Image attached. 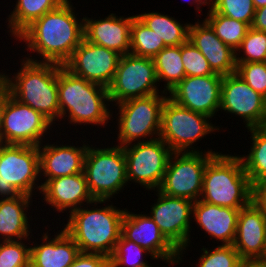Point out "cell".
<instances>
[{
  "label": "cell",
  "mask_w": 266,
  "mask_h": 267,
  "mask_svg": "<svg viewBox=\"0 0 266 267\" xmlns=\"http://www.w3.org/2000/svg\"><path fill=\"white\" fill-rule=\"evenodd\" d=\"M74 9L71 1L66 0L56 9L33 21L15 38L24 41L28 51L36 52L42 57L38 60L25 55V59L61 66L69 60L84 39V18L77 20Z\"/></svg>",
  "instance_id": "6da1fadb"
},
{
  "label": "cell",
  "mask_w": 266,
  "mask_h": 267,
  "mask_svg": "<svg viewBox=\"0 0 266 267\" xmlns=\"http://www.w3.org/2000/svg\"><path fill=\"white\" fill-rule=\"evenodd\" d=\"M58 96L60 119L68 117L72 125L104 127L111 120L108 88L76 76L61 65H58Z\"/></svg>",
  "instance_id": "7a4b0ae2"
},
{
  "label": "cell",
  "mask_w": 266,
  "mask_h": 267,
  "mask_svg": "<svg viewBox=\"0 0 266 267\" xmlns=\"http://www.w3.org/2000/svg\"><path fill=\"white\" fill-rule=\"evenodd\" d=\"M20 66L12 77L6 72H0L10 94L41 113L54 125L60 119L58 64L21 59Z\"/></svg>",
  "instance_id": "3957f363"
},
{
  "label": "cell",
  "mask_w": 266,
  "mask_h": 267,
  "mask_svg": "<svg viewBox=\"0 0 266 267\" xmlns=\"http://www.w3.org/2000/svg\"><path fill=\"white\" fill-rule=\"evenodd\" d=\"M92 208L85 206L72 211L63 229L78 245L80 252L110 257L121 236L125 208L120 210L112 204Z\"/></svg>",
  "instance_id": "277c9868"
},
{
  "label": "cell",
  "mask_w": 266,
  "mask_h": 267,
  "mask_svg": "<svg viewBox=\"0 0 266 267\" xmlns=\"http://www.w3.org/2000/svg\"><path fill=\"white\" fill-rule=\"evenodd\" d=\"M200 200L239 210L252 202V184L240 156L218 153L209 160Z\"/></svg>",
  "instance_id": "5b68a950"
},
{
  "label": "cell",
  "mask_w": 266,
  "mask_h": 267,
  "mask_svg": "<svg viewBox=\"0 0 266 267\" xmlns=\"http://www.w3.org/2000/svg\"><path fill=\"white\" fill-rule=\"evenodd\" d=\"M41 176L38 146L0 143L2 199L14 198L20 194L32 196L35 189L40 192L42 184L37 182Z\"/></svg>",
  "instance_id": "8992f818"
},
{
  "label": "cell",
  "mask_w": 266,
  "mask_h": 267,
  "mask_svg": "<svg viewBox=\"0 0 266 267\" xmlns=\"http://www.w3.org/2000/svg\"><path fill=\"white\" fill-rule=\"evenodd\" d=\"M84 174L94 200H108L126 186L127 167L122 146L97 148L88 144Z\"/></svg>",
  "instance_id": "52a82bcc"
},
{
  "label": "cell",
  "mask_w": 266,
  "mask_h": 267,
  "mask_svg": "<svg viewBox=\"0 0 266 267\" xmlns=\"http://www.w3.org/2000/svg\"><path fill=\"white\" fill-rule=\"evenodd\" d=\"M168 97V94H153L114 104L119 109L116 120L119 129L118 145L124 147L136 141L147 142L159 138L162 108Z\"/></svg>",
  "instance_id": "ba28073f"
},
{
  "label": "cell",
  "mask_w": 266,
  "mask_h": 267,
  "mask_svg": "<svg viewBox=\"0 0 266 267\" xmlns=\"http://www.w3.org/2000/svg\"><path fill=\"white\" fill-rule=\"evenodd\" d=\"M211 118L176 104L169 97L162 108L159 138L173 152H200L192 145L208 134L219 130Z\"/></svg>",
  "instance_id": "9c48e42d"
},
{
  "label": "cell",
  "mask_w": 266,
  "mask_h": 267,
  "mask_svg": "<svg viewBox=\"0 0 266 267\" xmlns=\"http://www.w3.org/2000/svg\"><path fill=\"white\" fill-rule=\"evenodd\" d=\"M203 152H173L158 190L171 197L199 200L206 165L219 153L212 149Z\"/></svg>",
  "instance_id": "30bf717a"
},
{
  "label": "cell",
  "mask_w": 266,
  "mask_h": 267,
  "mask_svg": "<svg viewBox=\"0 0 266 267\" xmlns=\"http://www.w3.org/2000/svg\"><path fill=\"white\" fill-rule=\"evenodd\" d=\"M152 58L140 57L131 53L121 55L115 77L108 87L109 100L119 104L133 98L161 93Z\"/></svg>",
  "instance_id": "8fae6325"
},
{
  "label": "cell",
  "mask_w": 266,
  "mask_h": 267,
  "mask_svg": "<svg viewBox=\"0 0 266 267\" xmlns=\"http://www.w3.org/2000/svg\"><path fill=\"white\" fill-rule=\"evenodd\" d=\"M123 150L128 183L132 181L146 190H158L173 151L161 138L129 144Z\"/></svg>",
  "instance_id": "7c38bea8"
},
{
  "label": "cell",
  "mask_w": 266,
  "mask_h": 267,
  "mask_svg": "<svg viewBox=\"0 0 266 267\" xmlns=\"http://www.w3.org/2000/svg\"><path fill=\"white\" fill-rule=\"evenodd\" d=\"M51 126L41 113L9 93L2 111L0 143L39 146Z\"/></svg>",
  "instance_id": "4fadbf2b"
},
{
  "label": "cell",
  "mask_w": 266,
  "mask_h": 267,
  "mask_svg": "<svg viewBox=\"0 0 266 267\" xmlns=\"http://www.w3.org/2000/svg\"><path fill=\"white\" fill-rule=\"evenodd\" d=\"M158 196L157 202L151 205L148 214L158 225L161 233L180 252L185 254V248L190 244L191 217H193L192 200L171 197L159 190H154Z\"/></svg>",
  "instance_id": "5bb4252c"
},
{
  "label": "cell",
  "mask_w": 266,
  "mask_h": 267,
  "mask_svg": "<svg viewBox=\"0 0 266 267\" xmlns=\"http://www.w3.org/2000/svg\"><path fill=\"white\" fill-rule=\"evenodd\" d=\"M242 117L247 129L266 124V98L236 73L223 76L220 110Z\"/></svg>",
  "instance_id": "9a60e30c"
},
{
  "label": "cell",
  "mask_w": 266,
  "mask_h": 267,
  "mask_svg": "<svg viewBox=\"0 0 266 267\" xmlns=\"http://www.w3.org/2000/svg\"><path fill=\"white\" fill-rule=\"evenodd\" d=\"M120 57L118 52L84 38L63 66L76 76L108 88L115 77Z\"/></svg>",
  "instance_id": "2e32d148"
},
{
  "label": "cell",
  "mask_w": 266,
  "mask_h": 267,
  "mask_svg": "<svg viewBox=\"0 0 266 267\" xmlns=\"http://www.w3.org/2000/svg\"><path fill=\"white\" fill-rule=\"evenodd\" d=\"M222 75L186 76L168 96L176 104L210 118L220 111Z\"/></svg>",
  "instance_id": "e0dca14e"
},
{
  "label": "cell",
  "mask_w": 266,
  "mask_h": 267,
  "mask_svg": "<svg viewBox=\"0 0 266 267\" xmlns=\"http://www.w3.org/2000/svg\"><path fill=\"white\" fill-rule=\"evenodd\" d=\"M121 235L145 248L155 259H162L166 264L182 262L180 252L166 239L148 214H134L125 208Z\"/></svg>",
  "instance_id": "ac0fdd59"
},
{
  "label": "cell",
  "mask_w": 266,
  "mask_h": 267,
  "mask_svg": "<svg viewBox=\"0 0 266 267\" xmlns=\"http://www.w3.org/2000/svg\"><path fill=\"white\" fill-rule=\"evenodd\" d=\"M41 184L40 193L44 196L43 200L58 212L67 213L69 210L68 213H71L83 207L85 202L89 207L90 204L97 206L99 203L108 202V200H94L89 192L84 172L49 179Z\"/></svg>",
  "instance_id": "d6986e66"
},
{
  "label": "cell",
  "mask_w": 266,
  "mask_h": 267,
  "mask_svg": "<svg viewBox=\"0 0 266 267\" xmlns=\"http://www.w3.org/2000/svg\"><path fill=\"white\" fill-rule=\"evenodd\" d=\"M243 261H261L266 254V214L253 202L240 209L232 244Z\"/></svg>",
  "instance_id": "ffe728a7"
},
{
  "label": "cell",
  "mask_w": 266,
  "mask_h": 267,
  "mask_svg": "<svg viewBox=\"0 0 266 267\" xmlns=\"http://www.w3.org/2000/svg\"><path fill=\"white\" fill-rule=\"evenodd\" d=\"M189 26L188 40L199 49L216 74L226 76L236 73V51L221 41L211 26L199 19Z\"/></svg>",
  "instance_id": "44dd1931"
},
{
  "label": "cell",
  "mask_w": 266,
  "mask_h": 267,
  "mask_svg": "<svg viewBox=\"0 0 266 267\" xmlns=\"http://www.w3.org/2000/svg\"><path fill=\"white\" fill-rule=\"evenodd\" d=\"M109 14L104 19L84 18V38L93 44L106 47L120 55L130 53V34L132 19Z\"/></svg>",
  "instance_id": "7402d4cb"
},
{
  "label": "cell",
  "mask_w": 266,
  "mask_h": 267,
  "mask_svg": "<svg viewBox=\"0 0 266 267\" xmlns=\"http://www.w3.org/2000/svg\"><path fill=\"white\" fill-rule=\"evenodd\" d=\"M38 146L40 156V174L44 176V183L60 176H69L84 172V161L88 144L73 146L63 144H49ZM60 145V146H59Z\"/></svg>",
  "instance_id": "603a6c76"
},
{
  "label": "cell",
  "mask_w": 266,
  "mask_h": 267,
  "mask_svg": "<svg viewBox=\"0 0 266 267\" xmlns=\"http://www.w3.org/2000/svg\"><path fill=\"white\" fill-rule=\"evenodd\" d=\"M239 212V209L222 207L199 199L194 202L192 218L211 239L222 242L221 245H232Z\"/></svg>",
  "instance_id": "cb8c5ba5"
},
{
  "label": "cell",
  "mask_w": 266,
  "mask_h": 267,
  "mask_svg": "<svg viewBox=\"0 0 266 267\" xmlns=\"http://www.w3.org/2000/svg\"><path fill=\"white\" fill-rule=\"evenodd\" d=\"M53 236L51 239L47 231L41 244H30V267H69L75 261L80 254L75 241L64 229Z\"/></svg>",
  "instance_id": "d4e9b609"
},
{
  "label": "cell",
  "mask_w": 266,
  "mask_h": 267,
  "mask_svg": "<svg viewBox=\"0 0 266 267\" xmlns=\"http://www.w3.org/2000/svg\"><path fill=\"white\" fill-rule=\"evenodd\" d=\"M33 196L20 194L14 198H0L1 241L30 239V224L27 217Z\"/></svg>",
  "instance_id": "484cf974"
},
{
  "label": "cell",
  "mask_w": 266,
  "mask_h": 267,
  "mask_svg": "<svg viewBox=\"0 0 266 267\" xmlns=\"http://www.w3.org/2000/svg\"><path fill=\"white\" fill-rule=\"evenodd\" d=\"M66 0H17L7 18L9 34L17 37L33 21L59 7Z\"/></svg>",
  "instance_id": "4316f807"
},
{
  "label": "cell",
  "mask_w": 266,
  "mask_h": 267,
  "mask_svg": "<svg viewBox=\"0 0 266 267\" xmlns=\"http://www.w3.org/2000/svg\"><path fill=\"white\" fill-rule=\"evenodd\" d=\"M136 16L149 29L156 32L166 47L182 45L188 40L190 23L181 24L172 16L154 11L136 14Z\"/></svg>",
  "instance_id": "83f0119b"
},
{
  "label": "cell",
  "mask_w": 266,
  "mask_h": 267,
  "mask_svg": "<svg viewBox=\"0 0 266 267\" xmlns=\"http://www.w3.org/2000/svg\"><path fill=\"white\" fill-rule=\"evenodd\" d=\"M152 59L158 82L165 81L163 91L168 94L185 78L181 45L164 47Z\"/></svg>",
  "instance_id": "f1b7e54d"
},
{
  "label": "cell",
  "mask_w": 266,
  "mask_h": 267,
  "mask_svg": "<svg viewBox=\"0 0 266 267\" xmlns=\"http://www.w3.org/2000/svg\"><path fill=\"white\" fill-rule=\"evenodd\" d=\"M251 134L250 152L240 155L251 184L266 179V124L248 129Z\"/></svg>",
  "instance_id": "f546056e"
},
{
  "label": "cell",
  "mask_w": 266,
  "mask_h": 267,
  "mask_svg": "<svg viewBox=\"0 0 266 267\" xmlns=\"http://www.w3.org/2000/svg\"><path fill=\"white\" fill-rule=\"evenodd\" d=\"M204 20L211 26L216 36L234 51L241 46L250 28L247 23L226 17L215 10H208Z\"/></svg>",
  "instance_id": "4dcf8cb0"
},
{
  "label": "cell",
  "mask_w": 266,
  "mask_h": 267,
  "mask_svg": "<svg viewBox=\"0 0 266 267\" xmlns=\"http://www.w3.org/2000/svg\"><path fill=\"white\" fill-rule=\"evenodd\" d=\"M165 46L156 32L149 29L136 15L132 19L130 53L140 57L153 58Z\"/></svg>",
  "instance_id": "1f68e13d"
},
{
  "label": "cell",
  "mask_w": 266,
  "mask_h": 267,
  "mask_svg": "<svg viewBox=\"0 0 266 267\" xmlns=\"http://www.w3.org/2000/svg\"><path fill=\"white\" fill-rule=\"evenodd\" d=\"M143 255H149L151 256V259L158 260L155 259L145 248L141 247L137 243L125 239L121 235L116 243L112 255L109 257V264L110 267H127V264L128 267H145L148 265V261L142 257Z\"/></svg>",
  "instance_id": "d6a6232c"
},
{
  "label": "cell",
  "mask_w": 266,
  "mask_h": 267,
  "mask_svg": "<svg viewBox=\"0 0 266 267\" xmlns=\"http://www.w3.org/2000/svg\"><path fill=\"white\" fill-rule=\"evenodd\" d=\"M240 51L244 52L242 56ZM247 62H266V32L249 28L241 46L236 50V63Z\"/></svg>",
  "instance_id": "836d02e7"
},
{
  "label": "cell",
  "mask_w": 266,
  "mask_h": 267,
  "mask_svg": "<svg viewBox=\"0 0 266 267\" xmlns=\"http://www.w3.org/2000/svg\"><path fill=\"white\" fill-rule=\"evenodd\" d=\"M208 7L226 17L247 23L250 27L256 11L253 0H209Z\"/></svg>",
  "instance_id": "e575fe53"
},
{
  "label": "cell",
  "mask_w": 266,
  "mask_h": 267,
  "mask_svg": "<svg viewBox=\"0 0 266 267\" xmlns=\"http://www.w3.org/2000/svg\"><path fill=\"white\" fill-rule=\"evenodd\" d=\"M201 250L197 267H239L243 262L233 245H218L209 250L203 246Z\"/></svg>",
  "instance_id": "d590c367"
},
{
  "label": "cell",
  "mask_w": 266,
  "mask_h": 267,
  "mask_svg": "<svg viewBox=\"0 0 266 267\" xmlns=\"http://www.w3.org/2000/svg\"><path fill=\"white\" fill-rule=\"evenodd\" d=\"M23 242L0 241V267H30V246Z\"/></svg>",
  "instance_id": "8d00e7d4"
},
{
  "label": "cell",
  "mask_w": 266,
  "mask_h": 267,
  "mask_svg": "<svg viewBox=\"0 0 266 267\" xmlns=\"http://www.w3.org/2000/svg\"><path fill=\"white\" fill-rule=\"evenodd\" d=\"M181 57L185 69V77L219 75L212 71L206 58L189 40L181 45Z\"/></svg>",
  "instance_id": "74e56055"
},
{
  "label": "cell",
  "mask_w": 266,
  "mask_h": 267,
  "mask_svg": "<svg viewBox=\"0 0 266 267\" xmlns=\"http://www.w3.org/2000/svg\"><path fill=\"white\" fill-rule=\"evenodd\" d=\"M236 74L266 98V62L236 63Z\"/></svg>",
  "instance_id": "f35d334b"
},
{
  "label": "cell",
  "mask_w": 266,
  "mask_h": 267,
  "mask_svg": "<svg viewBox=\"0 0 266 267\" xmlns=\"http://www.w3.org/2000/svg\"><path fill=\"white\" fill-rule=\"evenodd\" d=\"M109 257L97 253H82L69 267H109Z\"/></svg>",
  "instance_id": "ab89813d"
},
{
  "label": "cell",
  "mask_w": 266,
  "mask_h": 267,
  "mask_svg": "<svg viewBox=\"0 0 266 267\" xmlns=\"http://www.w3.org/2000/svg\"><path fill=\"white\" fill-rule=\"evenodd\" d=\"M252 202L266 214V179L252 184Z\"/></svg>",
  "instance_id": "60d3db41"
},
{
  "label": "cell",
  "mask_w": 266,
  "mask_h": 267,
  "mask_svg": "<svg viewBox=\"0 0 266 267\" xmlns=\"http://www.w3.org/2000/svg\"><path fill=\"white\" fill-rule=\"evenodd\" d=\"M251 27L266 32V6L256 9Z\"/></svg>",
  "instance_id": "b9f144b4"
},
{
  "label": "cell",
  "mask_w": 266,
  "mask_h": 267,
  "mask_svg": "<svg viewBox=\"0 0 266 267\" xmlns=\"http://www.w3.org/2000/svg\"><path fill=\"white\" fill-rule=\"evenodd\" d=\"M10 91L7 83L0 75V127H1V119H2V111L5 105L6 99L9 95Z\"/></svg>",
  "instance_id": "7bdbcfd3"
},
{
  "label": "cell",
  "mask_w": 266,
  "mask_h": 267,
  "mask_svg": "<svg viewBox=\"0 0 266 267\" xmlns=\"http://www.w3.org/2000/svg\"><path fill=\"white\" fill-rule=\"evenodd\" d=\"M239 267H266L261 261H243Z\"/></svg>",
  "instance_id": "ee69618b"
},
{
  "label": "cell",
  "mask_w": 266,
  "mask_h": 267,
  "mask_svg": "<svg viewBox=\"0 0 266 267\" xmlns=\"http://www.w3.org/2000/svg\"><path fill=\"white\" fill-rule=\"evenodd\" d=\"M193 3L196 4V12L200 11L202 12V9H200V6L202 5H208L209 4V0H193Z\"/></svg>",
  "instance_id": "f6af8a7d"
},
{
  "label": "cell",
  "mask_w": 266,
  "mask_h": 267,
  "mask_svg": "<svg viewBox=\"0 0 266 267\" xmlns=\"http://www.w3.org/2000/svg\"><path fill=\"white\" fill-rule=\"evenodd\" d=\"M255 9L266 6V0H253Z\"/></svg>",
  "instance_id": "bcb514c9"
},
{
  "label": "cell",
  "mask_w": 266,
  "mask_h": 267,
  "mask_svg": "<svg viewBox=\"0 0 266 267\" xmlns=\"http://www.w3.org/2000/svg\"><path fill=\"white\" fill-rule=\"evenodd\" d=\"M261 262L266 266V254L265 257L261 260Z\"/></svg>",
  "instance_id": "7dc6e473"
}]
</instances>
